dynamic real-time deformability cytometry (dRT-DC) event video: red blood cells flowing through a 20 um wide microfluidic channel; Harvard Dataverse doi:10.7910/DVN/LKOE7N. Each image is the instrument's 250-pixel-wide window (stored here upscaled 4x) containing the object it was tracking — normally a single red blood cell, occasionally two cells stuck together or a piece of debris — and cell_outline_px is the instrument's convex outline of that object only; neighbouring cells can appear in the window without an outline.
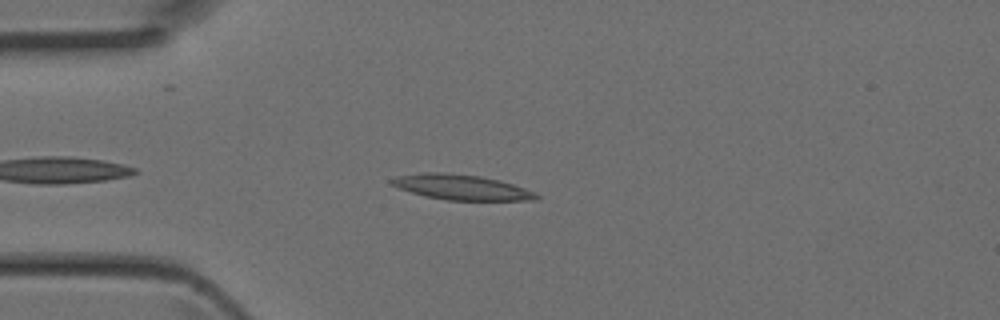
{"species": "Egyptian fruit bat (a non-hibernating species)", "species_latin": "Rousettus aegyptiacus", "temperature_condition": "room temperature", "stored_images_in_passage": 36, "camera_frame_rate_fps": 3000, "um_per_image_px": 0.085, "animal": {"sex": "female"}, "frame": {"image": 1, "passage_image": 4, "time_ms": 1.0, "image_size_px": [1000, 320], "cell_outline_px": [[540, 196], [536, 200], [448, 200], [428, 196], [412, 192], [400, 188], [392, 184], [388, 180], [400, 176], [424, 172], [440, 172], [480, 176], [512, 184], [536, 192]], "centroid_in_image_um": [39.25, 15.91], "position_along_channel_um": 45.7, "area_um2": 20.81}}
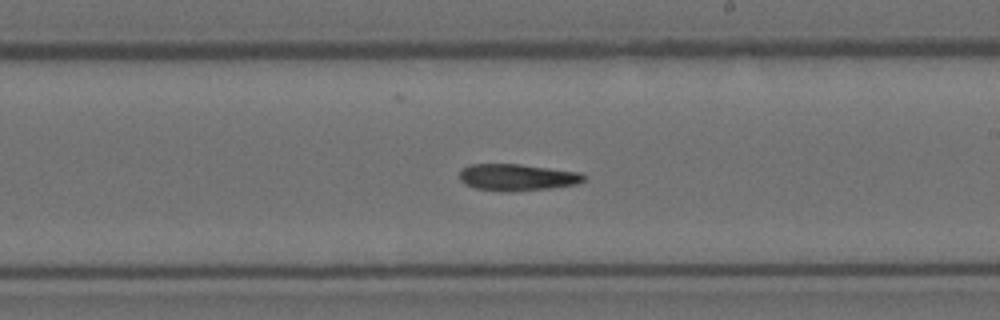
{"frame": {"image": 2, "passage_image": 18, "time_ms": 5.667, "image_size_px": [1000, 320], "cell_outline_px": [[588, 176], [584, 180], [576, 184], [548, 188], [512, 192], [476, 188], [464, 184], [460, 180], [460, 168], [472, 164], [520, 164], [580, 172]], "centroid_in_image_um": [43.95, 15.06], "position_along_channel_um": 245.0, "area_um2": 19.36}}
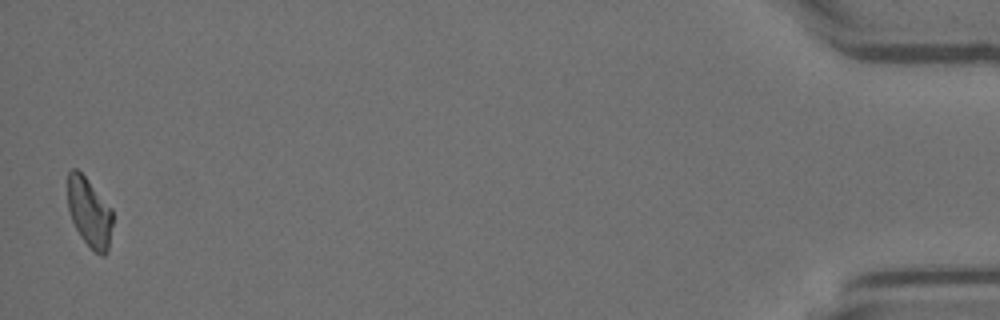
{"frame": {"image": 3, "passage_image": 36, "time_ms": 11.667, "image_size_px": [1000, 320], "cell_outline_px": [[112, 224], [108, 248], [104, 256], [100, 256], [92, 252], [80, 236], [72, 220], [68, 208], [68, 172], [72, 168], [76, 168], [84, 176], [112, 208]], "centroid_in_image_um": [7.59, 18.09], "position_along_channel_um": 427.6, "area_um2": 18.15}}